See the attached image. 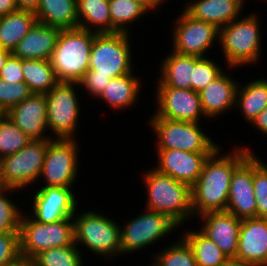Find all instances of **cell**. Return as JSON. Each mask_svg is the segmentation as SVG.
I'll return each mask as SVG.
<instances>
[{"label": "cell", "mask_w": 267, "mask_h": 266, "mask_svg": "<svg viewBox=\"0 0 267 266\" xmlns=\"http://www.w3.org/2000/svg\"><path fill=\"white\" fill-rule=\"evenodd\" d=\"M171 52L161 61V77L157 80L156 87H174L191 90L194 56Z\"/></svg>", "instance_id": "obj_25"}, {"label": "cell", "mask_w": 267, "mask_h": 266, "mask_svg": "<svg viewBox=\"0 0 267 266\" xmlns=\"http://www.w3.org/2000/svg\"><path fill=\"white\" fill-rule=\"evenodd\" d=\"M31 139L3 114L0 117V157L15 154L25 147Z\"/></svg>", "instance_id": "obj_35"}, {"label": "cell", "mask_w": 267, "mask_h": 266, "mask_svg": "<svg viewBox=\"0 0 267 266\" xmlns=\"http://www.w3.org/2000/svg\"><path fill=\"white\" fill-rule=\"evenodd\" d=\"M220 266H263V265L245 262L234 257V258H227Z\"/></svg>", "instance_id": "obj_47"}, {"label": "cell", "mask_w": 267, "mask_h": 266, "mask_svg": "<svg viewBox=\"0 0 267 266\" xmlns=\"http://www.w3.org/2000/svg\"><path fill=\"white\" fill-rule=\"evenodd\" d=\"M34 14L38 23L47 26L61 30L78 27L76 0H40Z\"/></svg>", "instance_id": "obj_26"}, {"label": "cell", "mask_w": 267, "mask_h": 266, "mask_svg": "<svg viewBox=\"0 0 267 266\" xmlns=\"http://www.w3.org/2000/svg\"><path fill=\"white\" fill-rule=\"evenodd\" d=\"M32 94L24 82L14 84L0 79V111L5 114L10 108L22 102Z\"/></svg>", "instance_id": "obj_39"}, {"label": "cell", "mask_w": 267, "mask_h": 266, "mask_svg": "<svg viewBox=\"0 0 267 266\" xmlns=\"http://www.w3.org/2000/svg\"><path fill=\"white\" fill-rule=\"evenodd\" d=\"M22 71L32 93L46 94L58 83L49 60H22Z\"/></svg>", "instance_id": "obj_31"}, {"label": "cell", "mask_w": 267, "mask_h": 266, "mask_svg": "<svg viewBox=\"0 0 267 266\" xmlns=\"http://www.w3.org/2000/svg\"><path fill=\"white\" fill-rule=\"evenodd\" d=\"M11 51L0 48V72L3 66L6 64L8 57L11 55Z\"/></svg>", "instance_id": "obj_48"}, {"label": "cell", "mask_w": 267, "mask_h": 266, "mask_svg": "<svg viewBox=\"0 0 267 266\" xmlns=\"http://www.w3.org/2000/svg\"><path fill=\"white\" fill-rule=\"evenodd\" d=\"M204 223L199 229L228 258L236 256L242 220L226 211L207 212L198 217Z\"/></svg>", "instance_id": "obj_19"}, {"label": "cell", "mask_w": 267, "mask_h": 266, "mask_svg": "<svg viewBox=\"0 0 267 266\" xmlns=\"http://www.w3.org/2000/svg\"><path fill=\"white\" fill-rule=\"evenodd\" d=\"M156 152L158 165L154 168L190 186L198 180L205 160L213 153L180 149H156Z\"/></svg>", "instance_id": "obj_16"}, {"label": "cell", "mask_w": 267, "mask_h": 266, "mask_svg": "<svg viewBox=\"0 0 267 266\" xmlns=\"http://www.w3.org/2000/svg\"><path fill=\"white\" fill-rule=\"evenodd\" d=\"M234 147L226 154H219V147L205 160L200 177L191 186L195 217L207 212L226 211L233 171L253 152L249 147Z\"/></svg>", "instance_id": "obj_1"}, {"label": "cell", "mask_w": 267, "mask_h": 266, "mask_svg": "<svg viewBox=\"0 0 267 266\" xmlns=\"http://www.w3.org/2000/svg\"><path fill=\"white\" fill-rule=\"evenodd\" d=\"M149 121L153 134L157 137L155 149L214 152L220 147L203 131L200 122H183L165 118H150Z\"/></svg>", "instance_id": "obj_8"}, {"label": "cell", "mask_w": 267, "mask_h": 266, "mask_svg": "<svg viewBox=\"0 0 267 266\" xmlns=\"http://www.w3.org/2000/svg\"><path fill=\"white\" fill-rule=\"evenodd\" d=\"M240 85L242 84L237 89L235 108L251 124L267 107V78H257L246 85Z\"/></svg>", "instance_id": "obj_27"}, {"label": "cell", "mask_w": 267, "mask_h": 266, "mask_svg": "<svg viewBox=\"0 0 267 266\" xmlns=\"http://www.w3.org/2000/svg\"><path fill=\"white\" fill-rule=\"evenodd\" d=\"M77 139H48L41 178L43 186L73 188L77 182L79 145ZM46 183V184H45Z\"/></svg>", "instance_id": "obj_11"}, {"label": "cell", "mask_w": 267, "mask_h": 266, "mask_svg": "<svg viewBox=\"0 0 267 266\" xmlns=\"http://www.w3.org/2000/svg\"><path fill=\"white\" fill-rule=\"evenodd\" d=\"M40 0H15L17 10L36 12Z\"/></svg>", "instance_id": "obj_44"}, {"label": "cell", "mask_w": 267, "mask_h": 266, "mask_svg": "<svg viewBox=\"0 0 267 266\" xmlns=\"http://www.w3.org/2000/svg\"><path fill=\"white\" fill-rule=\"evenodd\" d=\"M110 80V76L96 75L94 70L88 69L85 72L84 77L78 82L79 85L77 87L81 86L86 93L88 91V95H92L93 98H97Z\"/></svg>", "instance_id": "obj_41"}, {"label": "cell", "mask_w": 267, "mask_h": 266, "mask_svg": "<svg viewBox=\"0 0 267 266\" xmlns=\"http://www.w3.org/2000/svg\"><path fill=\"white\" fill-rule=\"evenodd\" d=\"M96 34L79 27L60 31L49 60L58 82L78 83L84 77Z\"/></svg>", "instance_id": "obj_3"}, {"label": "cell", "mask_w": 267, "mask_h": 266, "mask_svg": "<svg viewBox=\"0 0 267 266\" xmlns=\"http://www.w3.org/2000/svg\"><path fill=\"white\" fill-rule=\"evenodd\" d=\"M184 10L193 18L210 22L218 28L239 18L244 10L242 0H190Z\"/></svg>", "instance_id": "obj_23"}, {"label": "cell", "mask_w": 267, "mask_h": 266, "mask_svg": "<svg viewBox=\"0 0 267 266\" xmlns=\"http://www.w3.org/2000/svg\"><path fill=\"white\" fill-rule=\"evenodd\" d=\"M247 15L219 28L218 41L227 69L254 64L261 57L260 20L255 13Z\"/></svg>", "instance_id": "obj_4"}, {"label": "cell", "mask_w": 267, "mask_h": 266, "mask_svg": "<svg viewBox=\"0 0 267 266\" xmlns=\"http://www.w3.org/2000/svg\"><path fill=\"white\" fill-rule=\"evenodd\" d=\"M98 211L73 215L74 243L83 245L96 256L112 258L121 254L120 224ZM118 223V224H117Z\"/></svg>", "instance_id": "obj_5"}, {"label": "cell", "mask_w": 267, "mask_h": 266, "mask_svg": "<svg viewBox=\"0 0 267 266\" xmlns=\"http://www.w3.org/2000/svg\"><path fill=\"white\" fill-rule=\"evenodd\" d=\"M20 255L27 265L40 252L74 243L73 217L53 223H39L22 214L19 228Z\"/></svg>", "instance_id": "obj_6"}, {"label": "cell", "mask_w": 267, "mask_h": 266, "mask_svg": "<svg viewBox=\"0 0 267 266\" xmlns=\"http://www.w3.org/2000/svg\"><path fill=\"white\" fill-rule=\"evenodd\" d=\"M19 192L14 188L0 189V233H19L22 209L17 202L8 198L12 192Z\"/></svg>", "instance_id": "obj_36"}, {"label": "cell", "mask_w": 267, "mask_h": 266, "mask_svg": "<svg viewBox=\"0 0 267 266\" xmlns=\"http://www.w3.org/2000/svg\"><path fill=\"white\" fill-rule=\"evenodd\" d=\"M37 22L34 12L17 10L0 17V48L13 51Z\"/></svg>", "instance_id": "obj_29"}, {"label": "cell", "mask_w": 267, "mask_h": 266, "mask_svg": "<svg viewBox=\"0 0 267 266\" xmlns=\"http://www.w3.org/2000/svg\"><path fill=\"white\" fill-rule=\"evenodd\" d=\"M140 77H136L135 72L111 78L104 90L96 99H101L105 104L115 110L128 109L137 103L139 99L141 82Z\"/></svg>", "instance_id": "obj_24"}, {"label": "cell", "mask_w": 267, "mask_h": 266, "mask_svg": "<svg viewBox=\"0 0 267 266\" xmlns=\"http://www.w3.org/2000/svg\"><path fill=\"white\" fill-rule=\"evenodd\" d=\"M157 108L151 118H165L183 122H201L206 117L199 92L174 87H156ZM204 116V117H202Z\"/></svg>", "instance_id": "obj_14"}, {"label": "cell", "mask_w": 267, "mask_h": 266, "mask_svg": "<svg viewBox=\"0 0 267 266\" xmlns=\"http://www.w3.org/2000/svg\"><path fill=\"white\" fill-rule=\"evenodd\" d=\"M60 31L36 22L11 53L22 60H50Z\"/></svg>", "instance_id": "obj_22"}, {"label": "cell", "mask_w": 267, "mask_h": 266, "mask_svg": "<svg viewBox=\"0 0 267 266\" xmlns=\"http://www.w3.org/2000/svg\"><path fill=\"white\" fill-rule=\"evenodd\" d=\"M226 212L241 220L256 218V199L253 189V153L233 171Z\"/></svg>", "instance_id": "obj_17"}, {"label": "cell", "mask_w": 267, "mask_h": 266, "mask_svg": "<svg viewBox=\"0 0 267 266\" xmlns=\"http://www.w3.org/2000/svg\"><path fill=\"white\" fill-rule=\"evenodd\" d=\"M80 250L75 243L47 249L37 254L26 266H84Z\"/></svg>", "instance_id": "obj_33"}, {"label": "cell", "mask_w": 267, "mask_h": 266, "mask_svg": "<svg viewBox=\"0 0 267 266\" xmlns=\"http://www.w3.org/2000/svg\"><path fill=\"white\" fill-rule=\"evenodd\" d=\"M253 189L256 218L267 219V164L253 153Z\"/></svg>", "instance_id": "obj_37"}, {"label": "cell", "mask_w": 267, "mask_h": 266, "mask_svg": "<svg viewBox=\"0 0 267 266\" xmlns=\"http://www.w3.org/2000/svg\"><path fill=\"white\" fill-rule=\"evenodd\" d=\"M17 11L15 0H0V17Z\"/></svg>", "instance_id": "obj_45"}, {"label": "cell", "mask_w": 267, "mask_h": 266, "mask_svg": "<svg viewBox=\"0 0 267 266\" xmlns=\"http://www.w3.org/2000/svg\"><path fill=\"white\" fill-rule=\"evenodd\" d=\"M235 258L267 266V219H242Z\"/></svg>", "instance_id": "obj_20"}, {"label": "cell", "mask_w": 267, "mask_h": 266, "mask_svg": "<svg viewBox=\"0 0 267 266\" xmlns=\"http://www.w3.org/2000/svg\"><path fill=\"white\" fill-rule=\"evenodd\" d=\"M26 265L20 255L19 233H0V266Z\"/></svg>", "instance_id": "obj_40"}, {"label": "cell", "mask_w": 267, "mask_h": 266, "mask_svg": "<svg viewBox=\"0 0 267 266\" xmlns=\"http://www.w3.org/2000/svg\"><path fill=\"white\" fill-rule=\"evenodd\" d=\"M140 5H142L148 12L152 10L157 11V9L160 7L161 4L163 5V2L165 3L166 0H133Z\"/></svg>", "instance_id": "obj_46"}, {"label": "cell", "mask_w": 267, "mask_h": 266, "mask_svg": "<svg viewBox=\"0 0 267 266\" xmlns=\"http://www.w3.org/2000/svg\"><path fill=\"white\" fill-rule=\"evenodd\" d=\"M173 23V52L198 57H207L213 43L219 40V28L190 16L185 10ZM176 22V23H175Z\"/></svg>", "instance_id": "obj_13"}, {"label": "cell", "mask_w": 267, "mask_h": 266, "mask_svg": "<svg viewBox=\"0 0 267 266\" xmlns=\"http://www.w3.org/2000/svg\"><path fill=\"white\" fill-rule=\"evenodd\" d=\"M239 83L224 71L205 88L199 91L205 119H214L227 111L235 109L236 93Z\"/></svg>", "instance_id": "obj_21"}, {"label": "cell", "mask_w": 267, "mask_h": 266, "mask_svg": "<svg viewBox=\"0 0 267 266\" xmlns=\"http://www.w3.org/2000/svg\"><path fill=\"white\" fill-rule=\"evenodd\" d=\"M47 140H31L15 154L2 157L5 186L17 190L37 185L45 160Z\"/></svg>", "instance_id": "obj_12"}, {"label": "cell", "mask_w": 267, "mask_h": 266, "mask_svg": "<svg viewBox=\"0 0 267 266\" xmlns=\"http://www.w3.org/2000/svg\"><path fill=\"white\" fill-rule=\"evenodd\" d=\"M192 249L197 266H220L228 257L199 229L181 236Z\"/></svg>", "instance_id": "obj_30"}, {"label": "cell", "mask_w": 267, "mask_h": 266, "mask_svg": "<svg viewBox=\"0 0 267 266\" xmlns=\"http://www.w3.org/2000/svg\"><path fill=\"white\" fill-rule=\"evenodd\" d=\"M224 68L215 60L208 57L194 56V68L192 70V90L199 92L218 77Z\"/></svg>", "instance_id": "obj_38"}, {"label": "cell", "mask_w": 267, "mask_h": 266, "mask_svg": "<svg viewBox=\"0 0 267 266\" xmlns=\"http://www.w3.org/2000/svg\"><path fill=\"white\" fill-rule=\"evenodd\" d=\"M6 188L5 181L3 178V169H2V158L0 157V189Z\"/></svg>", "instance_id": "obj_49"}, {"label": "cell", "mask_w": 267, "mask_h": 266, "mask_svg": "<svg viewBox=\"0 0 267 266\" xmlns=\"http://www.w3.org/2000/svg\"><path fill=\"white\" fill-rule=\"evenodd\" d=\"M145 211L120 226L121 256L137 253L146 247L148 249L156 241L174 232L175 228L181 227L166 214Z\"/></svg>", "instance_id": "obj_10"}, {"label": "cell", "mask_w": 267, "mask_h": 266, "mask_svg": "<svg viewBox=\"0 0 267 266\" xmlns=\"http://www.w3.org/2000/svg\"><path fill=\"white\" fill-rule=\"evenodd\" d=\"M33 197L31 217L39 223H53L73 217L77 211L78 196L72 188L38 187ZM77 197V198H76ZM77 205V206H76ZM33 213V214H32Z\"/></svg>", "instance_id": "obj_15"}, {"label": "cell", "mask_w": 267, "mask_h": 266, "mask_svg": "<svg viewBox=\"0 0 267 266\" xmlns=\"http://www.w3.org/2000/svg\"><path fill=\"white\" fill-rule=\"evenodd\" d=\"M76 5L79 28L97 34L111 33L109 0H76Z\"/></svg>", "instance_id": "obj_28"}, {"label": "cell", "mask_w": 267, "mask_h": 266, "mask_svg": "<svg viewBox=\"0 0 267 266\" xmlns=\"http://www.w3.org/2000/svg\"><path fill=\"white\" fill-rule=\"evenodd\" d=\"M111 33H129V24H134L149 13L142 5L133 0H109ZM145 14V15H144Z\"/></svg>", "instance_id": "obj_32"}, {"label": "cell", "mask_w": 267, "mask_h": 266, "mask_svg": "<svg viewBox=\"0 0 267 266\" xmlns=\"http://www.w3.org/2000/svg\"><path fill=\"white\" fill-rule=\"evenodd\" d=\"M163 250L152 255L153 263L149 266H197L188 243L181 237Z\"/></svg>", "instance_id": "obj_34"}, {"label": "cell", "mask_w": 267, "mask_h": 266, "mask_svg": "<svg viewBox=\"0 0 267 266\" xmlns=\"http://www.w3.org/2000/svg\"><path fill=\"white\" fill-rule=\"evenodd\" d=\"M45 94L32 93L5 114L31 140L52 139L48 129ZM48 133L47 136L45 135Z\"/></svg>", "instance_id": "obj_18"}, {"label": "cell", "mask_w": 267, "mask_h": 266, "mask_svg": "<svg viewBox=\"0 0 267 266\" xmlns=\"http://www.w3.org/2000/svg\"><path fill=\"white\" fill-rule=\"evenodd\" d=\"M131 33H102L94 36L89 58V69L96 75L123 76L133 68Z\"/></svg>", "instance_id": "obj_7"}, {"label": "cell", "mask_w": 267, "mask_h": 266, "mask_svg": "<svg viewBox=\"0 0 267 266\" xmlns=\"http://www.w3.org/2000/svg\"><path fill=\"white\" fill-rule=\"evenodd\" d=\"M253 127H256L255 130H258L259 133H263L267 136V107L257 115V117L251 123Z\"/></svg>", "instance_id": "obj_43"}, {"label": "cell", "mask_w": 267, "mask_h": 266, "mask_svg": "<svg viewBox=\"0 0 267 266\" xmlns=\"http://www.w3.org/2000/svg\"><path fill=\"white\" fill-rule=\"evenodd\" d=\"M77 85L58 82L45 94L48 129L53 138L75 139L81 113Z\"/></svg>", "instance_id": "obj_9"}, {"label": "cell", "mask_w": 267, "mask_h": 266, "mask_svg": "<svg viewBox=\"0 0 267 266\" xmlns=\"http://www.w3.org/2000/svg\"><path fill=\"white\" fill-rule=\"evenodd\" d=\"M143 175V184L147 189V210L166 214L179 226L194 217L190 185L155 168L144 171Z\"/></svg>", "instance_id": "obj_2"}, {"label": "cell", "mask_w": 267, "mask_h": 266, "mask_svg": "<svg viewBox=\"0 0 267 266\" xmlns=\"http://www.w3.org/2000/svg\"><path fill=\"white\" fill-rule=\"evenodd\" d=\"M6 266H26V265H6Z\"/></svg>", "instance_id": "obj_50"}, {"label": "cell", "mask_w": 267, "mask_h": 266, "mask_svg": "<svg viewBox=\"0 0 267 266\" xmlns=\"http://www.w3.org/2000/svg\"><path fill=\"white\" fill-rule=\"evenodd\" d=\"M0 79L14 84L24 81L22 59L11 54L0 72Z\"/></svg>", "instance_id": "obj_42"}]
</instances>
